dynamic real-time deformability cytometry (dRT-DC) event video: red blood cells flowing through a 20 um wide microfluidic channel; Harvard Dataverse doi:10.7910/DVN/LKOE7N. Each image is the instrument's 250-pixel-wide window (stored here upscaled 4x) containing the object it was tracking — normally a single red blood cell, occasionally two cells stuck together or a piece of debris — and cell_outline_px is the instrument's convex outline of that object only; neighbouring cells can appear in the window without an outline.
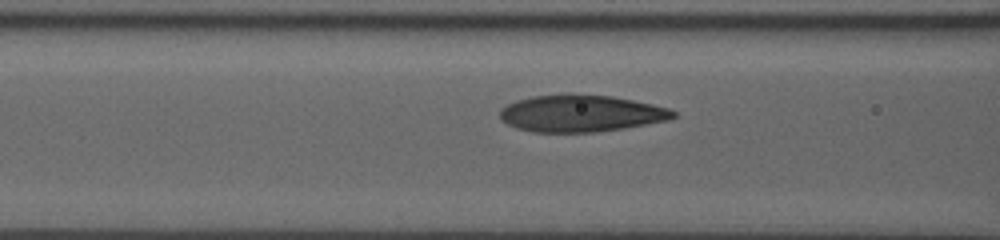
{"species": "human", "species_latin": "Homo sapiens", "temperature_condition": "room temperature", "stored_images_in_passage": 38, "camera_frame_rate_fps": 3000, "um_per_image_px": 0.085, "donor": {"sex": "male"}, "frame": {"image": 1, "passage_image": 13, "time_ms": 4.0, "image_size_px": [1000, 240], "cell_outline_px": [[676, 116], [668, 120], [624, 128], [596, 132], [532, 132], [516, 128], [508, 124], [500, 116], [500, 108], [516, 100], [532, 96], [564, 92], [572, 92], [612, 96], [652, 104], [668, 108], [676, 112]], "centroid_in_image_um": [49.36, 9.61], "position_along_channel_um": 117.2, "area_um2": 37.74}}
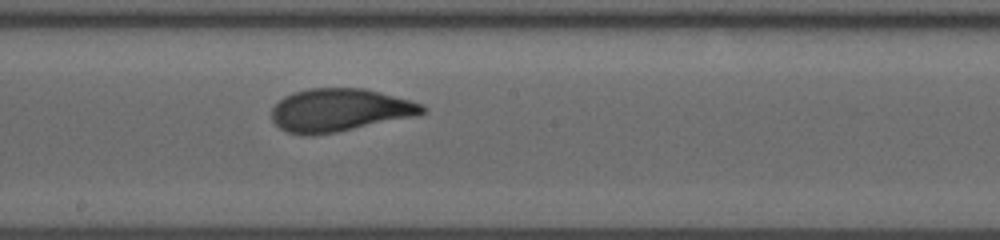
{"frame": {"image": 2, "passage_image": 21, "time_ms": 6.667, "image_size_px": [1000, 240], "cell_outline_px": [[428, 108], [424, 112], [416, 116], [336, 132], [312, 136], [304, 136], [288, 132], [280, 128], [272, 120], [272, 108], [284, 96], [292, 92], [308, 88], [364, 88], [380, 92], [424, 104]], "centroid_in_image_um": [28.86, 9.36], "position_along_channel_um": 219.3, "area_um2": 37.8}}
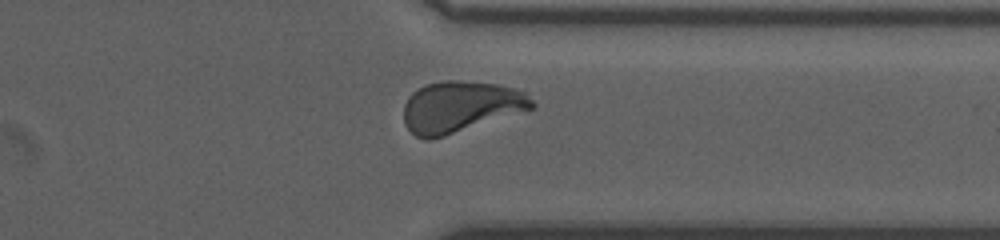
{"frame": {"image": 3, "passage_image": 33, "time_ms": 10.667, "image_size_px": [1000, 240], "cell_outline_px": [[536, 108], [432, 140], [428, 140], [416, 136], [404, 124], [404, 104], [408, 96], [412, 92], [424, 84], [444, 80], [460, 80], [500, 84], [528, 92], [536, 104]], "centroid_in_image_um": [39.18, 9.06], "position_along_channel_um": 372.2, "area_um2": 38.96}}